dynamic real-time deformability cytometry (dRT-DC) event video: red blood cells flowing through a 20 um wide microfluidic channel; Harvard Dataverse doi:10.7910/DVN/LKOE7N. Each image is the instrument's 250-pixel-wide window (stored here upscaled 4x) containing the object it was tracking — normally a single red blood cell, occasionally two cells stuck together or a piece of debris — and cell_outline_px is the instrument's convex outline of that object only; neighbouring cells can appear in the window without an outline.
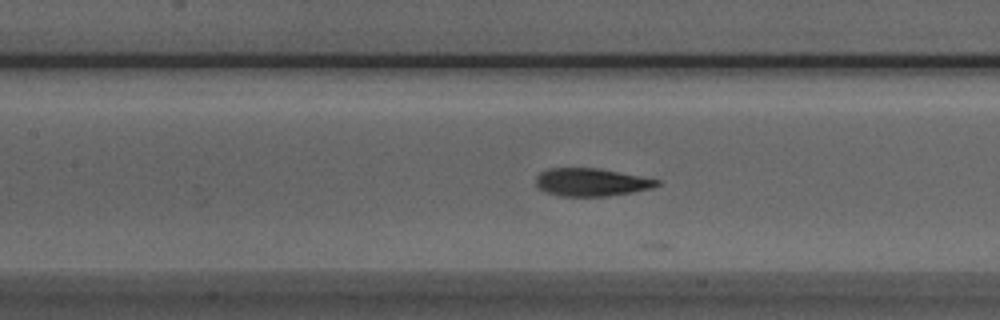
{"species": "Egyptian fruit bat (a non-hibernating species)", "species_latin": "Rousettus aegyptiacus", "temperature_condition": "room temperature", "stored_images_in_passage": 11, "camera_frame_rate_fps": 3000, "um_per_image_px": 0.085, "animal": {"sex": "male"}, "frame": {"image": 1, "passage_image": 8, "time_ms": 2.333, "image_size_px": [1000, 320], "cell_outline_px": [[660, 184], [652, 188], [632, 192], [608, 196], [560, 196], [548, 192], [540, 188], [536, 184], [536, 176], [540, 172], [548, 168], [596, 168], [640, 176], [660, 180]], "centroid_in_image_um": [50.26, 15.48], "position_along_channel_um": 157.1, "area_um2": 19.48}}